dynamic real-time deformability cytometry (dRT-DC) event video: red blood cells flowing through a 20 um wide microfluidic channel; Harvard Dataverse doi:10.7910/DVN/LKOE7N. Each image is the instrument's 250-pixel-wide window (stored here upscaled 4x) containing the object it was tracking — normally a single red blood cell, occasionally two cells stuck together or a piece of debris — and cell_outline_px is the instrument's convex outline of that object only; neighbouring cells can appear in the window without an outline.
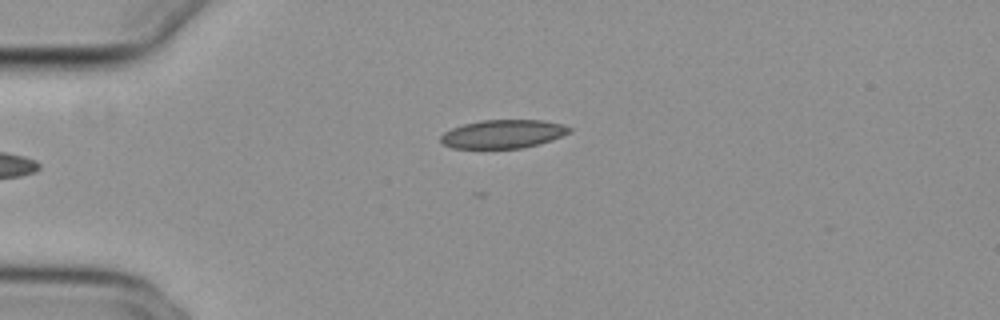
{"species": "common noctule bat (a hibernating species)", "species_latin": "Nyctalus noctula", "temperature_condition": "cold", "stored_images_in_passage": 38, "camera_frame_rate_fps": 3000, "um_per_image_px": 0.085, "animal": {"sex": "female", "body_mass_g": 29.2, "forearm_length_mm": 56.3}, "frame": {"image": 1, "passage_image": 2, "time_ms": 0.333, "image_size_px": [1000, 320], "cell_outline_px": [[572, 132], [552, 140], [520, 148], [452, 148], [440, 144], [440, 136], [444, 132], [452, 128], [464, 124], [480, 120], [544, 120], [564, 124], [572, 128]], "centroid_in_image_um": [42.76, 11.38], "position_along_channel_um": 42.2, "area_um2": 21.5}}
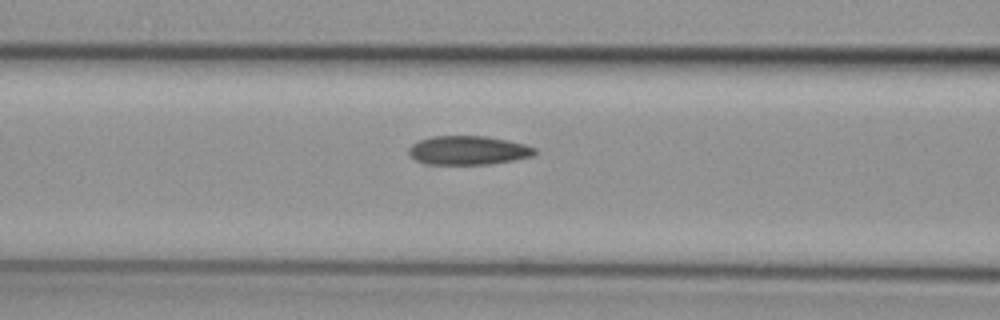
{"frame": {"image": 2, "passage_image": 11, "time_ms": 3.333, "image_size_px": [1000, 320], "cell_outline_px": [[536, 152], [532, 156], [512, 160], [488, 164], [424, 164], [416, 160], [408, 152], [408, 148], [412, 144], [420, 140], [432, 136], [484, 136], [508, 140], [524, 144], [536, 148]], "centroid_in_image_um": [39.78, 12.77], "position_along_channel_um": 126.8, "area_um2": 21.1}}
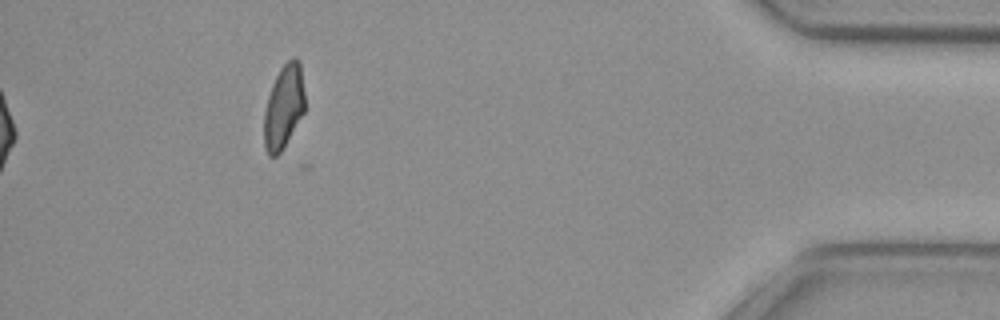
{"frame": {"image": 3, "passage_image": 38, "time_ms": 12.333, "image_size_px": [1000, 320], "cell_outline_px": [[304, 112], [280, 152], [276, 156], [268, 156], [264, 148], [264, 112], [268, 96], [272, 84], [280, 68], [292, 56], [296, 56], [300, 60], [304, 92]], "centroid_in_image_um": [24.11, 9.04], "position_along_channel_um": 411.1, "area_um2": 19.88}, "authors_computed_cell_mechanics": {"area_um2": 21.3282, "velocity_mm_per_s": 3.7892, "shape_relaxation_time_tau1_ms": null, "shape_relaxation_time_tau2_ms": 3.6265, "deformation_change_tau1": null, "deformation_change_tau2": 0.0979}}